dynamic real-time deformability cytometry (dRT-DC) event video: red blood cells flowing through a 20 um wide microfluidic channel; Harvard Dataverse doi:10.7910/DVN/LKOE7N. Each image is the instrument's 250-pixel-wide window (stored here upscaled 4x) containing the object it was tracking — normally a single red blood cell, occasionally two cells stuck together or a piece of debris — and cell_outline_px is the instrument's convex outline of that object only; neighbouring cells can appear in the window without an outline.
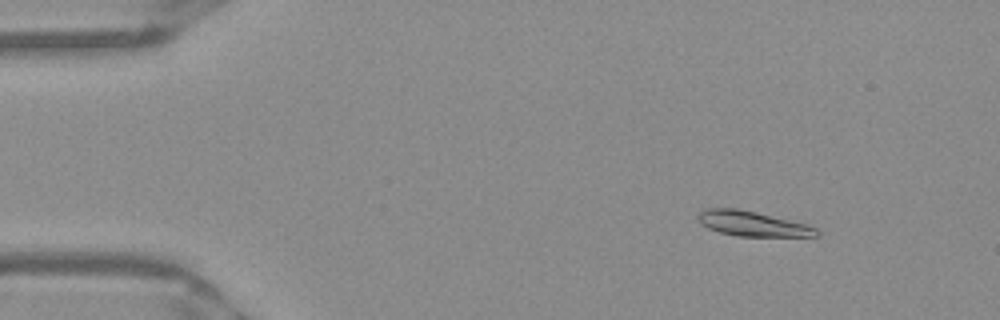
{"species": "Egyptian fruit bat (a non-hibernating species)", "species_latin": "Rousettus aegyptiacus", "temperature_condition": "warm", "stored_images_in_passage": 51, "camera_frame_rate_fps": 3000, "um_per_image_px": 0.085, "frame": {"image": 1, "passage_image": 6, "time_ms": 1.667, "image_size_px": [1000, 320], "cell_outline_px": [[820, 236], [736, 236], [720, 232], [708, 228], [696, 216], [704, 208], [736, 208], [756, 212], [808, 224], [816, 228], [820, 232]], "centroid_in_image_um": [63.99, 19.01], "position_along_channel_um": 21.0, "area_um2": 17.17}}
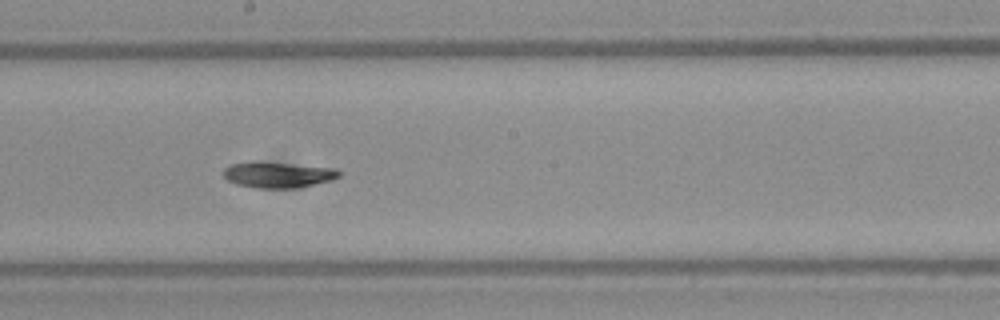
{"frame": {"image": 2, "passage_image": 28, "time_ms": 9.0, "image_size_px": [1000, 320], "cell_outline_px": [[340, 176], [332, 180], [296, 188], [260, 188], [236, 184], [228, 180], [224, 176], [224, 168], [232, 164], [252, 160], [256, 160], [336, 168], [340, 172]], "centroid_in_image_um": [23.62, 14.83], "position_along_channel_um": 224.6, "area_um2": 17.63}}
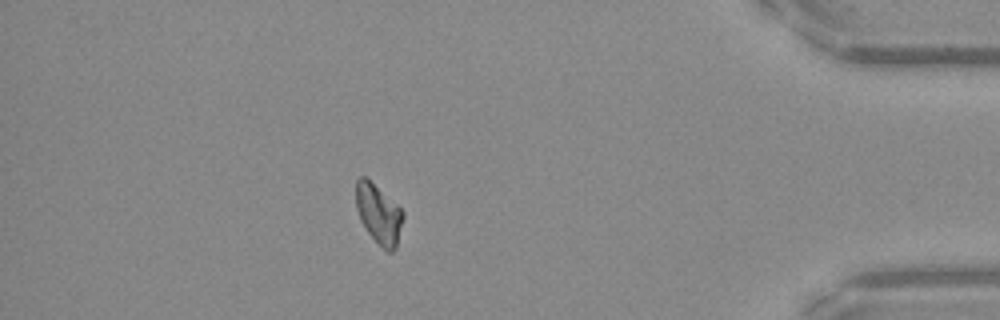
{"frame": {"image": 3, "passage_image": 45, "time_ms": 14.667, "image_size_px": [1000, 320], "cell_outline_px": [[404, 216], [396, 248], [392, 252], [388, 252], [368, 232], [360, 220], [356, 208], [356, 180], [360, 176], [364, 176], [396, 204], [404, 212]], "centroid_in_image_um": [32.18, 18.19], "position_along_channel_um": 403.0, "area_um2": 15.95}, "authors_computed_cell_mechanics": {"area_um2": 17.1666, "velocity_mm_per_s": 3.9335, "shape_relaxation_time_tau1_ms": null, "shape_relaxation_time_tau2_ms": 4.8124, "deformation_change_tau1": null, "deformation_change_tau2": 0.0746}}